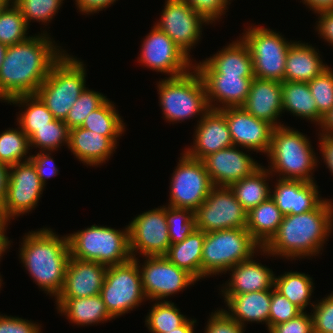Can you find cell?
Listing matches in <instances>:
<instances>
[{
	"label": "cell",
	"instance_id": "cb8c5ba5",
	"mask_svg": "<svg viewBox=\"0 0 333 333\" xmlns=\"http://www.w3.org/2000/svg\"><path fill=\"white\" fill-rule=\"evenodd\" d=\"M200 77L206 90L207 103L213 110L242 107L254 79V76L232 75H200Z\"/></svg>",
	"mask_w": 333,
	"mask_h": 333
},
{
	"label": "cell",
	"instance_id": "a7ac6f4b",
	"mask_svg": "<svg viewBox=\"0 0 333 333\" xmlns=\"http://www.w3.org/2000/svg\"><path fill=\"white\" fill-rule=\"evenodd\" d=\"M2 281H3V280L0 279V289H1V286H2Z\"/></svg>",
	"mask_w": 333,
	"mask_h": 333
},
{
	"label": "cell",
	"instance_id": "8992f818",
	"mask_svg": "<svg viewBox=\"0 0 333 333\" xmlns=\"http://www.w3.org/2000/svg\"><path fill=\"white\" fill-rule=\"evenodd\" d=\"M259 249V250H258ZM262 247L246 228L206 232L201 260V279L225 274L233 266L251 259Z\"/></svg>",
	"mask_w": 333,
	"mask_h": 333
},
{
	"label": "cell",
	"instance_id": "8fae6325",
	"mask_svg": "<svg viewBox=\"0 0 333 333\" xmlns=\"http://www.w3.org/2000/svg\"><path fill=\"white\" fill-rule=\"evenodd\" d=\"M172 173L168 206L193 212L208 197L213 184L202 160L189 157L184 151Z\"/></svg>",
	"mask_w": 333,
	"mask_h": 333
},
{
	"label": "cell",
	"instance_id": "484cf974",
	"mask_svg": "<svg viewBox=\"0 0 333 333\" xmlns=\"http://www.w3.org/2000/svg\"><path fill=\"white\" fill-rule=\"evenodd\" d=\"M120 137L102 136L83 127H77L69 130L68 149L83 164L98 167L105 164L114 154Z\"/></svg>",
	"mask_w": 333,
	"mask_h": 333
},
{
	"label": "cell",
	"instance_id": "bcb514c9",
	"mask_svg": "<svg viewBox=\"0 0 333 333\" xmlns=\"http://www.w3.org/2000/svg\"><path fill=\"white\" fill-rule=\"evenodd\" d=\"M302 311L275 288L272 289L268 332L275 326L295 318Z\"/></svg>",
	"mask_w": 333,
	"mask_h": 333
},
{
	"label": "cell",
	"instance_id": "603a6c76",
	"mask_svg": "<svg viewBox=\"0 0 333 333\" xmlns=\"http://www.w3.org/2000/svg\"><path fill=\"white\" fill-rule=\"evenodd\" d=\"M316 184V182L276 178L271 198L284 216L312 211L325 200L320 197Z\"/></svg>",
	"mask_w": 333,
	"mask_h": 333
},
{
	"label": "cell",
	"instance_id": "f35d334b",
	"mask_svg": "<svg viewBox=\"0 0 333 333\" xmlns=\"http://www.w3.org/2000/svg\"><path fill=\"white\" fill-rule=\"evenodd\" d=\"M29 150V139L20 127L8 128L0 134V162L3 164L10 167L30 160Z\"/></svg>",
	"mask_w": 333,
	"mask_h": 333
},
{
	"label": "cell",
	"instance_id": "836d02e7",
	"mask_svg": "<svg viewBox=\"0 0 333 333\" xmlns=\"http://www.w3.org/2000/svg\"><path fill=\"white\" fill-rule=\"evenodd\" d=\"M270 176L272 178L270 171L262 165L250 176L244 177L229 186L246 212L271 197L272 189L268 183Z\"/></svg>",
	"mask_w": 333,
	"mask_h": 333
},
{
	"label": "cell",
	"instance_id": "7dc6e473",
	"mask_svg": "<svg viewBox=\"0 0 333 333\" xmlns=\"http://www.w3.org/2000/svg\"><path fill=\"white\" fill-rule=\"evenodd\" d=\"M310 314L313 333H333V292L315 302Z\"/></svg>",
	"mask_w": 333,
	"mask_h": 333
},
{
	"label": "cell",
	"instance_id": "7c38bea8",
	"mask_svg": "<svg viewBox=\"0 0 333 333\" xmlns=\"http://www.w3.org/2000/svg\"><path fill=\"white\" fill-rule=\"evenodd\" d=\"M196 229L206 232L246 228L247 212L230 187L213 186L205 201L194 211Z\"/></svg>",
	"mask_w": 333,
	"mask_h": 333
},
{
	"label": "cell",
	"instance_id": "4dcf8cb0",
	"mask_svg": "<svg viewBox=\"0 0 333 333\" xmlns=\"http://www.w3.org/2000/svg\"><path fill=\"white\" fill-rule=\"evenodd\" d=\"M281 88L283 113L287 111L294 117L321 124L323 116L318 112L307 82L283 81Z\"/></svg>",
	"mask_w": 333,
	"mask_h": 333
},
{
	"label": "cell",
	"instance_id": "b9f144b4",
	"mask_svg": "<svg viewBox=\"0 0 333 333\" xmlns=\"http://www.w3.org/2000/svg\"><path fill=\"white\" fill-rule=\"evenodd\" d=\"M166 222L170 244L182 242L196 229L194 212L166 205Z\"/></svg>",
	"mask_w": 333,
	"mask_h": 333
},
{
	"label": "cell",
	"instance_id": "44dd1931",
	"mask_svg": "<svg viewBox=\"0 0 333 333\" xmlns=\"http://www.w3.org/2000/svg\"><path fill=\"white\" fill-rule=\"evenodd\" d=\"M238 39L209 58L195 63L194 68L199 75L254 76L249 47L240 36Z\"/></svg>",
	"mask_w": 333,
	"mask_h": 333
},
{
	"label": "cell",
	"instance_id": "5b68a950",
	"mask_svg": "<svg viewBox=\"0 0 333 333\" xmlns=\"http://www.w3.org/2000/svg\"><path fill=\"white\" fill-rule=\"evenodd\" d=\"M85 65L84 61L66 51L39 86L36 95L55 119L65 120L70 108L86 88Z\"/></svg>",
	"mask_w": 333,
	"mask_h": 333
},
{
	"label": "cell",
	"instance_id": "91938a15",
	"mask_svg": "<svg viewBox=\"0 0 333 333\" xmlns=\"http://www.w3.org/2000/svg\"><path fill=\"white\" fill-rule=\"evenodd\" d=\"M319 127L321 129L318 134L333 135V108L325 116H323Z\"/></svg>",
	"mask_w": 333,
	"mask_h": 333
},
{
	"label": "cell",
	"instance_id": "ac0fdd59",
	"mask_svg": "<svg viewBox=\"0 0 333 333\" xmlns=\"http://www.w3.org/2000/svg\"><path fill=\"white\" fill-rule=\"evenodd\" d=\"M219 111L225 116L234 146L245 151L248 149V152L268 153L275 128L272 124L254 117L243 107H229Z\"/></svg>",
	"mask_w": 333,
	"mask_h": 333
},
{
	"label": "cell",
	"instance_id": "ee69618b",
	"mask_svg": "<svg viewBox=\"0 0 333 333\" xmlns=\"http://www.w3.org/2000/svg\"><path fill=\"white\" fill-rule=\"evenodd\" d=\"M107 99L104 94L86 87L64 120L68 129L81 127L86 116L99 108Z\"/></svg>",
	"mask_w": 333,
	"mask_h": 333
},
{
	"label": "cell",
	"instance_id": "be15d7a7",
	"mask_svg": "<svg viewBox=\"0 0 333 333\" xmlns=\"http://www.w3.org/2000/svg\"><path fill=\"white\" fill-rule=\"evenodd\" d=\"M9 221L3 215L2 205L0 204V229H6Z\"/></svg>",
	"mask_w": 333,
	"mask_h": 333
},
{
	"label": "cell",
	"instance_id": "d4e9b609",
	"mask_svg": "<svg viewBox=\"0 0 333 333\" xmlns=\"http://www.w3.org/2000/svg\"><path fill=\"white\" fill-rule=\"evenodd\" d=\"M242 107L254 117L269 122L275 128L284 125L278 120L283 114L281 82L254 77Z\"/></svg>",
	"mask_w": 333,
	"mask_h": 333
},
{
	"label": "cell",
	"instance_id": "11a10c76",
	"mask_svg": "<svg viewBox=\"0 0 333 333\" xmlns=\"http://www.w3.org/2000/svg\"><path fill=\"white\" fill-rule=\"evenodd\" d=\"M117 0H75V5L77 10L82 14H96L99 11L104 10V8L110 7Z\"/></svg>",
	"mask_w": 333,
	"mask_h": 333
},
{
	"label": "cell",
	"instance_id": "e0dca14e",
	"mask_svg": "<svg viewBox=\"0 0 333 333\" xmlns=\"http://www.w3.org/2000/svg\"><path fill=\"white\" fill-rule=\"evenodd\" d=\"M210 24L184 0H166L155 26L166 33L190 58V51L200 41L203 24Z\"/></svg>",
	"mask_w": 333,
	"mask_h": 333
},
{
	"label": "cell",
	"instance_id": "ba28073f",
	"mask_svg": "<svg viewBox=\"0 0 333 333\" xmlns=\"http://www.w3.org/2000/svg\"><path fill=\"white\" fill-rule=\"evenodd\" d=\"M192 70L179 77L161 78L157 83L159 106L170 123L184 122L196 115H200L199 122L210 110L202 78L195 68Z\"/></svg>",
	"mask_w": 333,
	"mask_h": 333
},
{
	"label": "cell",
	"instance_id": "83f0119b",
	"mask_svg": "<svg viewBox=\"0 0 333 333\" xmlns=\"http://www.w3.org/2000/svg\"><path fill=\"white\" fill-rule=\"evenodd\" d=\"M226 303V310L222 309L230 318L241 326L245 323H265L268 329V318L272 298V289L253 291L240 295H222ZM245 325V326H244Z\"/></svg>",
	"mask_w": 333,
	"mask_h": 333
},
{
	"label": "cell",
	"instance_id": "7bdbcfd3",
	"mask_svg": "<svg viewBox=\"0 0 333 333\" xmlns=\"http://www.w3.org/2000/svg\"><path fill=\"white\" fill-rule=\"evenodd\" d=\"M18 7L29 26L30 22L37 21L49 24L58 13L64 0H12Z\"/></svg>",
	"mask_w": 333,
	"mask_h": 333
},
{
	"label": "cell",
	"instance_id": "52a82bcc",
	"mask_svg": "<svg viewBox=\"0 0 333 333\" xmlns=\"http://www.w3.org/2000/svg\"><path fill=\"white\" fill-rule=\"evenodd\" d=\"M67 236L73 258L106 266L120 265L132 259L128 225L124 230L91 225Z\"/></svg>",
	"mask_w": 333,
	"mask_h": 333
},
{
	"label": "cell",
	"instance_id": "9f6ffc18",
	"mask_svg": "<svg viewBox=\"0 0 333 333\" xmlns=\"http://www.w3.org/2000/svg\"><path fill=\"white\" fill-rule=\"evenodd\" d=\"M319 136V147L320 153L322 154V159L325 163V166L330 170L331 175L333 174V135H323L318 134Z\"/></svg>",
	"mask_w": 333,
	"mask_h": 333
},
{
	"label": "cell",
	"instance_id": "6f0895ef",
	"mask_svg": "<svg viewBox=\"0 0 333 333\" xmlns=\"http://www.w3.org/2000/svg\"><path fill=\"white\" fill-rule=\"evenodd\" d=\"M10 167L0 162V204L5 202L9 180Z\"/></svg>",
	"mask_w": 333,
	"mask_h": 333
},
{
	"label": "cell",
	"instance_id": "f5cc1de1",
	"mask_svg": "<svg viewBox=\"0 0 333 333\" xmlns=\"http://www.w3.org/2000/svg\"><path fill=\"white\" fill-rule=\"evenodd\" d=\"M51 151L37 152L35 155H30V160L37 170L38 177L46 187L47 179L58 175L59 169L55 165V161L51 156Z\"/></svg>",
	"mask_w": 333,
	"mask_h": 333
},
{
	"label": "cell",
	"instance_id": "db71d44e",
	"mask_svg": "<svg viewBox=\"0 0 333 333\" xmlns=\"http://www.w3.org/2000/svg\"><path fill=\"white\" fill-rule=\"evenodd\" d=\"M317 14L318 20L315 29L319 37L329 43V46H333V10L320 11Z\"/></svg>",
	"mask_w": 333,
	"mask_h": 333
},
{
	"label": "cell",
	"instance_id": "60d3db41",
	"mask_svg": "<svg viewBox=\"0 0 333 333\" xmlns=\"http://www.w3.org/2000/svg\"><path fill=\"white\" fill-rule=\"evenodd\" d=\"M64 144L69 145V129L64 120L54 119L47 126L39 128L30 138L29 147L40 149V152L57 151Z\"/></svg>",
	"mask_w": 333,
	"mask_h": 333
},
{
	"label": "cell",
	"instance_id": "6da1fadb",
	"mask_svg": "<svg viewBox=\"0 0 333 333\" xmlns=\"http://www.w3.org/2000/svg\"><path fill=\"white\" fill-rule=\"evenodd\" d=\"M50 36L44 30L7 47L0 68V101L36 94L52 66L66 52Z\"/></svg>",
	"mask_w": 333,
	"mask_h": 333
},
{
	"label": "cell",
	"instance_id": "680465c9",
	"mask_svg": "<svg viewBox=\"0 0 333 333\" xmlns=\"http://www.w3.org/2000/svg\"><path fill=\"white\" fill-rule=\"evenodd\" d=\"M315 14L320 11L333 10V0H302Z\"/></svg>",
	"mask_w": 333,
	"mask_h": 333
},
{
	"label": "cell",
	"instance_id": "8d00e7d4",
	"mask_svg": "<svg viewBox=\"0 0 333 333\" xmlns=\"http://www.w3.org/2000/svg\"><path fill=\"white\" fill-rule=\"evenodd\" d=\"M113 103L107 99L99 108L86 116L81 127L102 136H122L126 128L125 123Z\"/></svg>",
	"mask_w": 333,
	"mask_h": 333
},
{
	"label": "cell",
	"instance_id": "9a60e30c",
	"mask_svg": "<svg viewBox=\"0 0 333 333\" xmlns=\"http://www.w3.org/2000/svg\"><path fill=\"white\" fill-rule=\"evenodd\" d=\"M44 187L31 160L10 166L7 195L2 204L3 215L9 223L38 206Z\"/></svg>",
	"mask_w": 333,
	"mask_h": 333
},
{
	"label": "cell",
	"instance_id": "9c48e42d",
	"mask_svg": "<svg viewBox=\"0 0 333 333\" xmlns=\"http://www.w3.org/2000/svg\"><path fill=\"white\" fill-rule=\"evenodd\" d=\"M244 31L241 38L249 47L254 77L283 82L288 49L294 41L263 26L250 25Z\"/></svg>",
	"mask_w": 333,
	"mask_h": 333
},
{
	"label": "cell",
	"instance_id": "d590c367",
	"mask_svg": "<svg viewBox=\"0 0 333 333\" xmlns=\"http://www.w3.org/2000/svg\"><path fill=\"white\" fill-rule=\"evenodd\" d=\"M313 278L302 272H285L280 276L274 277V288L291 303L296 305L301 311H304L310 305L313 307L310 298L314 291Z\"/></svg>",
	"mask_w": 333,
	"mask_h": 333
},
{
	"label": "cell",
	"instance_id": "30bf717a",
	"mask_svg": "<svg viewBox=\"0 0 333 333\" xmlns=\"http://www.w3.org/2000/svg\"><path fill=\"white\" fill-rule=\"evenodd\" d=\"M100 296L114 319L146 301L138 263L132 258L127 263L108 266Z\"/></svg>",
	"mask_w": 333,
	"mask_h": 333
},
{
	"label": "cell",
	"instance_id": "74e56055",
	"mask_svg": "<svg viewBox=\"0 0 333 333\" xmlns=\"http://www.w3.org/2000/svg\"><path fill=\"white\" fill-rule=\"evenodd\" d=\"M187 319L174 302L155 301L145 317V325L150 333H167L181 326Z\"/></svg>",
	"mask_w": 333,
	"mask_h": 333
},
{
	"label": "cell",
	"instance_id": "4fadbf2b",
	"mask_svg": "<svg viewBox=\"0 0 333 333\" xmlns=\"http://www.w3.org/2000/svg\"><path fill=\"white\" fill-rule=\"evenodd\" d=\"M145 259L141 265L138 257L134 258L141 272L144 295L150 302L167 301L168 296L183 292L197 281L165 256H149Z\"/></svg>",
	"mask_w": 333,
	"mask_h": 333
},
{
	"label": "cell",
	"instance_id": "e7e4bbea",
	"mask_svg": "<svg viewBox=\"0 0 333 333\" xmlns=\"http://www.w3.org/2000/svg\"><path fill=\"white\" fill-rule=\"evenodd\" d=\"M6 49H7V46L0 43V68H1V64L3 63V60H4Z\"/></svg>",
	"mask_w": 333,
	"mask_h": 333
},
{
	"label": "cell",
	"instance_id": "3957f363",
	"mask_svg": "<svg viewBox=\"0 0 333 333\" xmlns=\"http://www.w3.org/2000/svg\"><path fill=\"white\" fill-rule=\"evenodd\" d=\"M21 242L19 259L25 270L44 293L56 299L63 288L70 259L67 234L59 236L44 227L25 233Z\"/></svg>",
	"mask_w": 333,
	"mask_h": 333
},
{
	"label": "cell",
	"instance_id": "6125c7cd",
	"mask_svg": "<svg viewBox=\"0 0 333 333\" xmlns=\"http://www.w3.org/2000/svg\"><path fill=\"white\" fill-rule=\"evenodd\" d=\"M7 229H0V261H1V257H3L4 253H6L8 251V249L10 248L9 246H11L10 242L11 240H9L7 237V235H5ZM0 279L2 280L1 274H0Z\"/></svg>",
	"mask_w": 333,
	"mask_h": 333
},
{
	"label": "cell",
	"instance_id": "003e7915",
	"mask_svg": "<svg viewBox=\"0 0 333 333\" xmlns=\"http://www.w3.org/2000/svg\"><path fill=\"white\" fill-rule=\"evenodd\" d=\"M7 5H0V13L2 12V10L6 7Z\"/></svg>",
	"mask_w": 333,
	"mask_h": 333
},
{
	"label": "cell",
	"instance_id": "c3c4849f",
	"mask_svg": "<svg viewBox=\"0 0 333 333\" xmlns=\"http://www.w3.org/2000/svg\"><path fill=\"white\" fill-rule=\"evenodd\" d=\"M191 8L204 17L211 25L228 12L231 0H184ZM228 8V9H227Z\"/></svg>",
	"mask_w": 333,
	"mask_h": 333
},
{
	"label": "cell",
	"instance_id": "5bb4252c",
	"mask_svg": "<svg viewBox=\"0 0 333 333\" xmlns=\"http://www.w3.org/2000/svg\"><path fill=\"white\" fill-rule=\"evenodd\" d=\"M128 227L133 259L139 254L143 257L167 254L171 244L166 222V205L138 214Z\"/></svg>",
	"mask_w": 333,
	"mask_h": 333
},
{
	"label": "cell",
	"instance_id": "d6a6232c",
	"mask_svg": "<svg viewBox=\"0 0 333 333\" xmlns=\"http://www.w3.org/2000/svg\"><path fill=\"white\" fill-rule=\"evenodd\" d=\"M204 240L205 232L195 229L182 242L171 244L165 257L199 281Z\"/></svg>",
	"mask_w": 333,
	"mask_h": 333
},
{
	"label": "cell",
	"instance_id": "03108f58",
	"mask_svg": "<svg viewBox=\"0 0 333 333\" xmlns=\"http://www.w3.org/2000/svg\"><path fill=\"white\" fill-rule=\"evenodd\" d=\"M12 0H0V5H8Z\"/></svg>",
	"mask_w": 333,
	"mask_h": 333
},
{
	"label": "cell",
	"instance_id": "94428289",
	"mask_svg": "<svg viewBox=\"0 0 333 333\" xmlns=\"http://www.w3.org/2000/svg\"><path fill=\"white\" fill-rule=\"evenodd\" d=\"M196 321H197L196 319L188 318L181 326L171 331H168L167 333H195L194 326L195 323L197 324Z\"/></svg>",
	"mask_w": 333,
	"mask_h": 333
},
{
	"label": "cell",
	"instance_id": "277c9868",
	"mask_svg": "<svg viewBox=\"0 0 333 333\" xmlns=\"http://www.w3.org/2000/svg\"><path fill=\"white\" fill-rule=\"evenodd\" d=\"M309 139L287 125L274 128L266 154L270 161L267 168L270 173L278 174V179L282 180L315 182L313 173L319 160Z\"/></svg>",
	"mask_w": 333,
	"mask_h": 333
},
{
	"label": "cell",
	"instance_id": "7402d4cb",
	"mask_svg": "<svg viewBox=\"0 0 333 333\" xmlns=\"http://www.w3.org/2000/svg\"><path fill=\"white\" fill-rule=\"evenodd\" d=\"M108 266L70 256L63 288L57 298H85L100 294Z\"/></svg>",
	"mask_w": 333,
	"mask_h": 333
},
{
	"label": "cell",
	"instance_id": "ffe728a7",
	"mask_svg": "<svg viewBox=\"0 0 333 333\" xmlns=\"http://www.w3.org/2000/svg\"><path fill=\"white\" fill-rule=\"evenodd\" d=\"M193 145L184 152L191 158L203 160L209 154L233 146L225 116L210 109L194 128Z\"/></svg>",
	"mask_w": 333,
	"mask_h": 333
},
{
	"label": "cell",
	"instance_id": "f1b7e54d",
	"mask_svg": "<svg viewBox=\"0 0 333 333\" xmlns=\"http://www.w3.org/2000/svg\"><path fill=\"white\" fill-rule=\"evenodd\" d=\"M318 48L312 44L294 41L287 53L284 81L309 82L329 66L323 63Z\"/></svg>",
	"mask_w": 333,
	"mask_h": 333
},
{
	"label": "cell",
	"instance_id": "f907efd6",
	"mask_svg": "<svg viewBox=\"0 0 333 333\" xmlns=\"http://www.w3.org/2000/svg\"><path fill=\"white\" fill-rule=\"evenodd\" d=\"M39 325L22 317L0 314V333H42Z\"/></svg>",
	"mask_w": 333,
	"mask_h": 333
},
{
	"label": "cell",
	"instance_id": "2e32d148",
	"mask_svg": "<svg viewBox=\"0 0 333 333\" xmlns=\"http://www.w3.org/2000/svg\"><path fill=\"white\" fill-rule=\"evenodd\" d=\"M141 47L137 61L152 71L167 74L168 78L182 76L194 68L191 58L155 25L143 39Z\"/></svg>",
	"mask_w": 333,
	"mask_h": 333
},
{
	"label": "cell",
	"instance_id": "681fc988",
	"mask_svg": "<svg viewBox=\"0 0 333 333\" xmlns=\"http://www.w3.org/2000/svg\"><path fill=\"white\" fill-rule=\"evenodd\" d=\"M204 333H244V327L230 318L222 308L212 312L208 318Z\"/></svg>",
	"mask_w": 333,
	"mask_h": 333
},
{
	"label": "cell",
	"instance_id": "ab89813d",
	"mask_svg": "<svg viewBox=\"0 0 333 333\" xmlns=\"http://www.w3.org/2000/svg\"><path fill=\"white\" fill-rule=\"evenodd\" d=\"M30 28L18 7L11 1L0 13V43L12 46L23 42L31 35H27Z\"/></svg>",
	"mask_w": 333,
	"mask_h": 333
},
{
	"label": "cell",
	"instance_id": "7a4b0ae2",
	"mask_svg": "<svg viewBox=\"0 0 333 333\" xmlns=\"http://www.w3.org/2000/svg\"><path fill=\"white\" fill-rule=\"evenodd\" d=\"M333 228V202L326 199L314 210L283 216L272 239L260 249V255L286 260L319 256Z\"/></svg>",
	"mask_w": 333,
	"mask_h": 333
},
{
	"label": "cell",
	"instance_id": "e575fe53",
	"mask_svg": "<svg viewBox=\"0 0 333 333\" xmlns=\"http://www.w3.org/2000/svg\"><path fill=\"white\" fill-rule=\"evenodd\" d=\"M9 103L21 108L22 112H19L20 114H18L16 122L21 130L26 133L28 139L39 128L47 126L48 123L55 119L36 94L15 97Z\"/></svg>",
	"mask_w": 333,
	"mask_h": 333
},
{
	"label": "cell",
	"instance_id": "1f68e13d",
	"mask_svg": "<svg viewBox=\"0 0 333 333\" xmlns=\"http://www.w3.org/2000/svg\"><path fill=\"white\" fill-rule=\"evenodd\" d=\"M283 216L275 201L270 197L247 212L246 229L263 248L276 234Z\"/></svg>",
	"mask_w": 333,
	"mask_h": 333
},
{
	"label": "cell",
	"instance_id": "d6986e66",
	"mask_svg": "<svg viewBox=\"0 0 333 333\" xmlns=\"http://www.w3.org/2000/svg\"><path fill=\"white\" fill-rule=\"evenodd\" d=\"M202 161L213 186L229 187L261 167L247 151L234 145L209 154Z\"/></svg>",
	"mask_w": 333,
	"mask_h": 333
},
{
	"label": "cell",
	"instance_id": "f6af8a7d",
	"mask_svg": "<svg viewBox=\"0 0 333 333\" xmlns=\"http://www.w3.org/2000/svg\"><path fill=\"white\" fill-rule=\"evenodd\" d=\"M318 112L325 116L333 108V70L328 67L308 82Z\"/></svg>",
	"mask_w": 333,
	"mask_h": 333
},
{
	"label": "cell",
	"instance_id": "f546056e",
	"mask_svg": "<svg viewBox=\"0 0 333 333\" xmlns=\"http://www.w3.org/2000/svg\"><path fill=\"white\" fill-rule=\"evenodd\" d=\"M57 312L76 325L87 326L114 319L100 294L85 298H56Z\"/></svg>",
	"mask_w": 333,
	"mask_h": 333
},
{
	"label": "cell",
	"instance_id": "4316f807",
	"mask_svg": "<svg viewBox=\"0 0 333 333\" xmlns=\"http://www.w3.org/2000/svg\"><path fill=\"white\" fill-rule=\"evenodd\" d=\"M253 259L254 257L228 270L231 272L230 279L222 284L225 285L220 289L222 295H240L274 288L273 270Z\"/></svg>",
	"mask_w": 333,
	"mask_h": 333
},
{
	"label": "cell",
	"instance_id": "816d5d0a",
	"mask_svg": "<svg viewBox=\"0 0 333 333\" xmlns=\"http://www.w3.org/2000/svg\"><path fill=\"white\" fill-rule=\"evenodd\" d=\"M269 333H313L312 316L302 311L295 318L275 325Z\"/></svg>",
	"mask_w": 333,
	"mask_h": 333
}]
</instances>
